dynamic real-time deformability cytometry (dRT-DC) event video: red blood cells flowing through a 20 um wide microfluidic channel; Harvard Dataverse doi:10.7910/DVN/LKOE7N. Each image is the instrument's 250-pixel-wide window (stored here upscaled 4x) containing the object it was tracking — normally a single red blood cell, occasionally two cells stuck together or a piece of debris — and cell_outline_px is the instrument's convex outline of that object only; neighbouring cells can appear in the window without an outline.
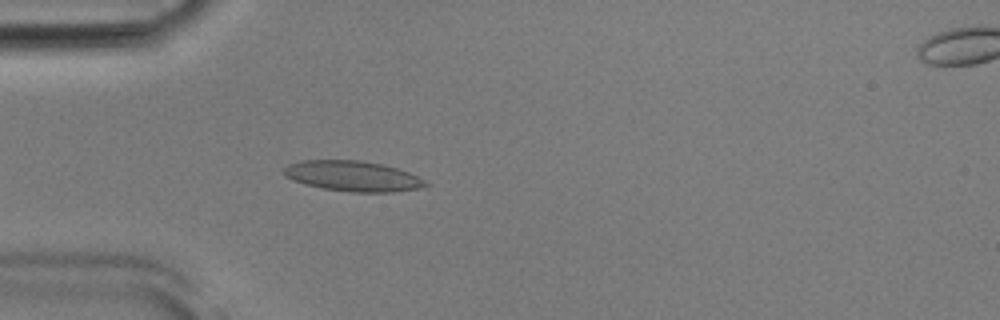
{"species": "Egyptian fruit bat (a non-hibernating species)", "species_latin": "Rousettus aegyptiacus", "temperature_condition": "room temperature", "stored_images_in_passage": 38, "camera_frame_rate_fps": 3000, "um_per_image_px": 0.085, "animal": {"sex": "male"}, "frame": {"image": 1, "passage_image": 1, "time_ms": 0.0, "image_size_px": [1000, 320], "cell_outline_px": [[432, 184], [416, 188], [392, 192], [352, 192], [324, 188], [304, 184], [292, 180], [284, 176], [284, 168], [288, 164], [300, 160], [360, 160], [384, 164], [408, 172]], "centroid_in_image_um": [29.95, 14.96], "position_along_channel_um": 55.0, "area_um2": 25.03}}
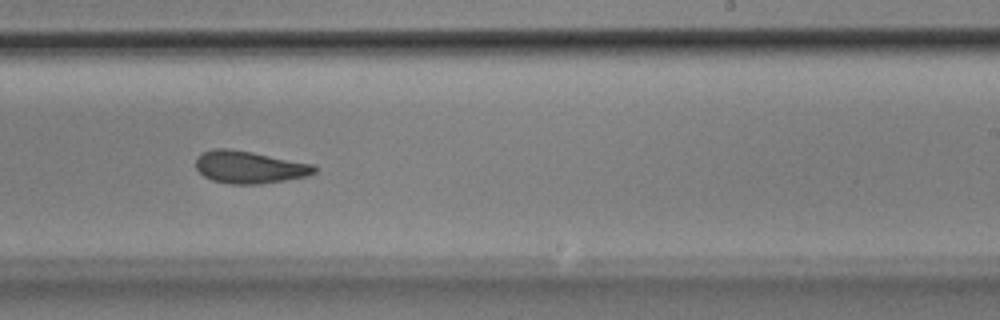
{"frame": {"image": 2, "passage_image": 18, "time_ms": 5.667, "image_size_px": [1000, 320], "cell_outline_px": [[316, 172], [308, 176], [260, 184], [232, 184], [212, 180], [204, 176], [196, 168], [196, 156], [212, 148], [228, 148], [252, 152], [316, 164]], "centroid_in_image_um": [21.21, 14.2], "position_along_channel_um": 267.8, "area_um2": 22.48}}
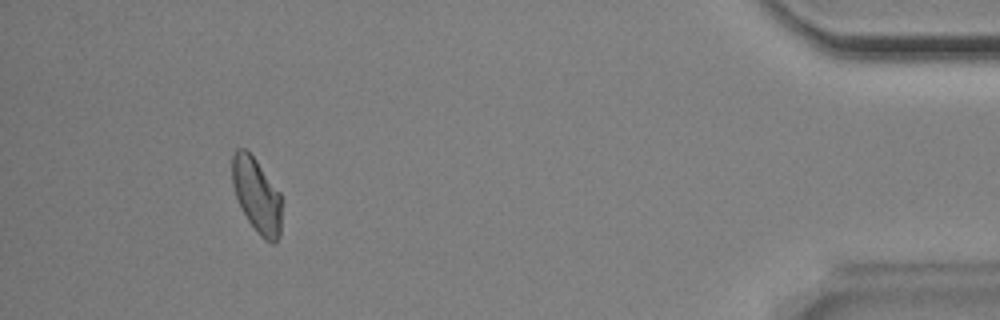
{"frame": {"image": 3, "passage_image": 34, "time_ms": 11.0, "image_size_px": [1000, 320], "cell_outline_px": [[280, 236], [276, 244], [272, 244], [264, 240], [260, 236], [248, 220], [236, 196], [232, 184], [232, 152], [236, 148], [244, 148], [256, 160], [280, 192]], "centroid_in_image_um": [21.81, 16.6], "position_along_channel_um": 413.4, "area_um2": 21.39}, "authors_computed_cell_mechanics": {"area_um2": 22.3397, "velocity_mm_per_s": 3.878, "shape_relaxation_time_tau1_ms": 5.6488, "shape_relaxation_time_tau2_ms": 1.7324, "deformation_change_tau1": 0.1382, "deformation_change_tau2": 0.0897}}